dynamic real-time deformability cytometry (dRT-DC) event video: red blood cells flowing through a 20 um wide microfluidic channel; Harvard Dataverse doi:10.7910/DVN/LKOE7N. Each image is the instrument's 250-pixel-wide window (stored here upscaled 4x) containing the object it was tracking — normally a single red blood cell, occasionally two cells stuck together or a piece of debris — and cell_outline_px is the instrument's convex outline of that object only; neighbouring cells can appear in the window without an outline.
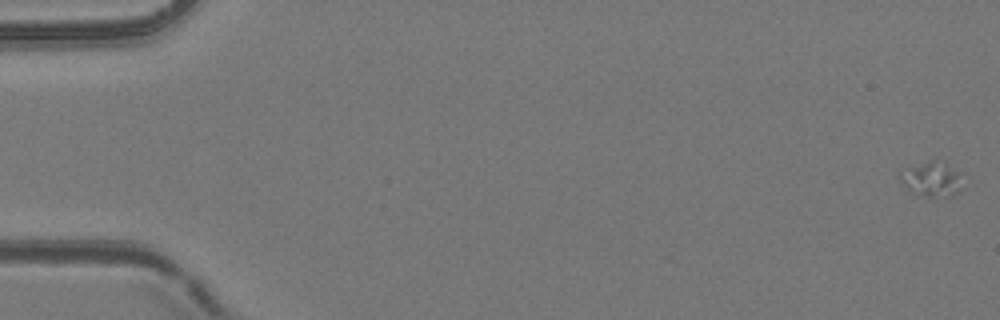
{"species": "common noctule bat (a hibernating species)", "species_latin": "Nyctalus noctula", "temperature_condition": "room temperature", "stored_images_in_passage": 6, "camera_frame_rate_fps": 3000, "um_per_image_px": 0.085, "animal": {"sex": "female", "body_mass_g": 24.6, "forearm_length_mm": 56.2}, "frame": {"image": 1, "passage_image": 1, "time_ms": 0.0, "image_size_px": [1000, 320], "cell_outline_px": [[964, 188], [952, 196], [928, 196], [912, 192], [896, 176], [912, 168], [932, 160], [960, 172]], "centroid_in_image_um": [79.27, 15.29], "position_along_channel_um": 5.7, "area_um2": 11.96}}